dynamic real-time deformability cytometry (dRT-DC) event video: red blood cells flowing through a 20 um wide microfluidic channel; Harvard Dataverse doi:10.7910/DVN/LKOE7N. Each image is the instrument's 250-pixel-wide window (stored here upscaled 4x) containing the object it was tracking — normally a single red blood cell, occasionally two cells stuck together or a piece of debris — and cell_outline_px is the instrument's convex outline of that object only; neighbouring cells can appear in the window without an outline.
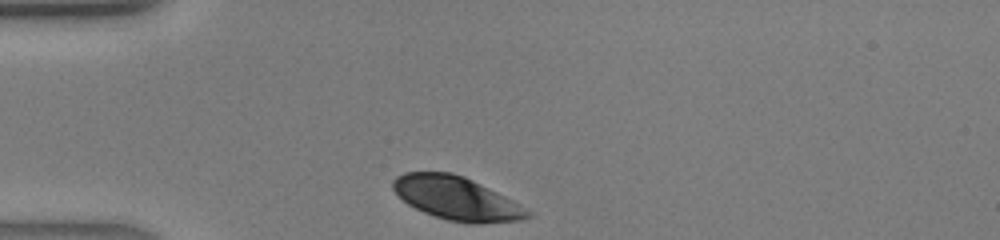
{"species": "human", "species_latin": "Homo sapiens", "temperature_condition": "warm", "stored_images_in_passage": 24, "camera_frame_rate_fps": 3000, "um_per_image_px": 0.085, "donor": {"sex": "male"}, "frame": {"image": 1, "passage_image": 1, "time_ms": 0.0, "image_size_px": [1000, 240], "cell_outline_px": [[532, 216], [520, 220], [476, 224], [468, 224], [448, 220], [424, 212], [408, 204], [392, 188], [392, 180], [396, 176], [404, 172], [452, 172], [464, 176], [520, 204], [532, 212]], "centroid_in_image_um": [38.81, 16.86], "position_along_channel_um": 46.2, "area_um2": 33.81}}
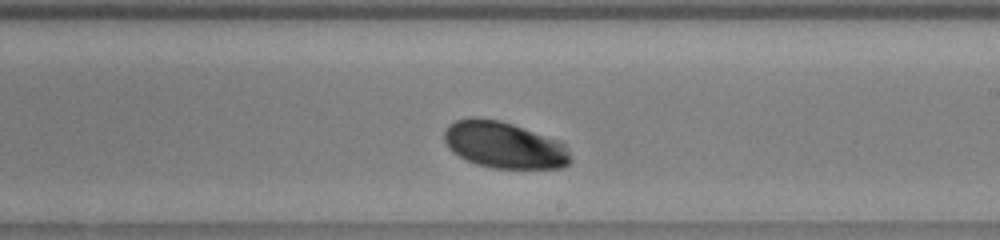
{"frame": {"image": 2, "passage_image": 15, "time_ms": 4.667, "image_size_px": [1000, 240], "cell_outline_px": [[572, 160], [564, 168], [492, 168], [476, 164], [452, 152], [448, 148], [444, 140], [444, 132], [448, 124], [456, 120], [468, 116], [476, 116], [500, 120], [560, 140], [564, 144]], "centroid_in_image_um": [42.83, 12.31], "position_along_channel_um": 246.2, "area_um2": 34.56}}
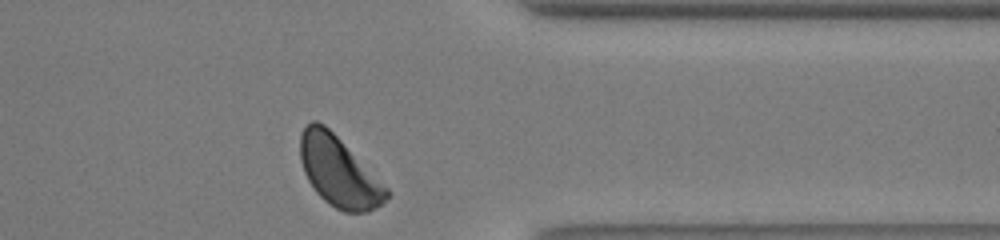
{"frame": {"image": 3, "passage_image": 24, "time_ms": 7.667, "image_size_px": [1000, 240], "cell_outline_px": [[392, 192], [380, 204], [368, 212], [344, 212], [336, 208], [324, 200], [316, 192], [308, 180], [304, 172], [300, 160], [300, 136], [304, 128], [312, 120], [316, 120], [324, 124]], "centroid_in_image_um": [28.78, 14.6], "position_along_channel_um": 382.6, "area_um2": 34.62}}